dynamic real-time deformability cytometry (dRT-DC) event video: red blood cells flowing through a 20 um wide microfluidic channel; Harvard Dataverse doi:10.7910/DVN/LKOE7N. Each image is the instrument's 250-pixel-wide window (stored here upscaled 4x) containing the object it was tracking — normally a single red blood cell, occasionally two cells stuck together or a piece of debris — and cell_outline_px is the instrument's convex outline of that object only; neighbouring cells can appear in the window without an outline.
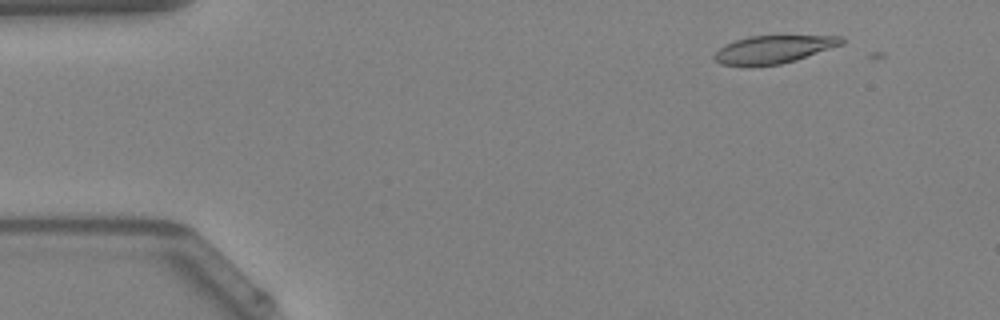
{"species": "Egyptian fruit bat (a non-hibernating species)", "species_latin": "Rousettus aegyptiacus", "temperature_condition": "warm", "stored_images_in_passage": 3, "camera_frame_rate_fps": 3000, "um_per_image_px": 0.085, "animal": {"sex": "female"}, "frame": {"image": 1, "passage_image": 1, "time_ms": 0.0, "image_size_px": [1000, 320], "cell_outline_px": [[844, 44], [796, 60], [780, 64], [748, 68], [720, 64], [712, 56], [720, 48], [736, 40], [748, 36], [840, 36], [844, 40]], "centroid_in_image_um": [65.71, 4.23], "position_along_channel_um": 19.3, "area_um2": 20.87}}